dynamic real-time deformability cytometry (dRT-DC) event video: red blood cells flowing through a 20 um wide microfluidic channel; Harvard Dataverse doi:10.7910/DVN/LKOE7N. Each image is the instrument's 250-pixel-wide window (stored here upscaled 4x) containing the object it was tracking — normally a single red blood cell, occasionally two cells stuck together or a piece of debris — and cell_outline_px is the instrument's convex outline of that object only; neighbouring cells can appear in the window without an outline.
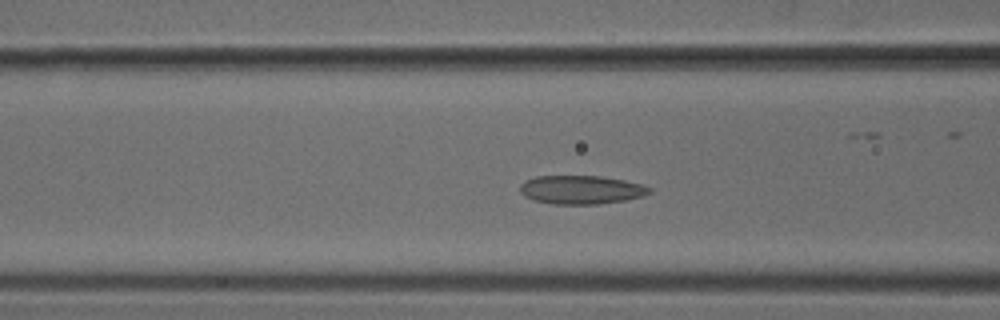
{"species": "common noctule bat (a hibernating species)", "species_latin": "Nyctalus noctula", "temperature_condition": "cold", "stored_images_in_passage": 51, "camera_frame_rate_fps": 3000, "um_per_image_px": 0.085, "animal": {"sex": "male", "body_mass_g": 18.8}, "frame": {"image": 1, "passage_image": 18, "time_ms": 5.667, "image_size_px": [1000, 320], "cell_outline_px": [[652, 192], [644, 196], [624, 200], [600, 204], [552, 204], [536, 200], [524, 196], [520, 192], [520, 184], [524, 180], [536, 176], [600, 176], [624, 180], [644, 184], [652, 188]], "centroid_in_image_um": [49.43, 16.12], "position_along_channel_um": 117.2, "area_um2": 21.73}}
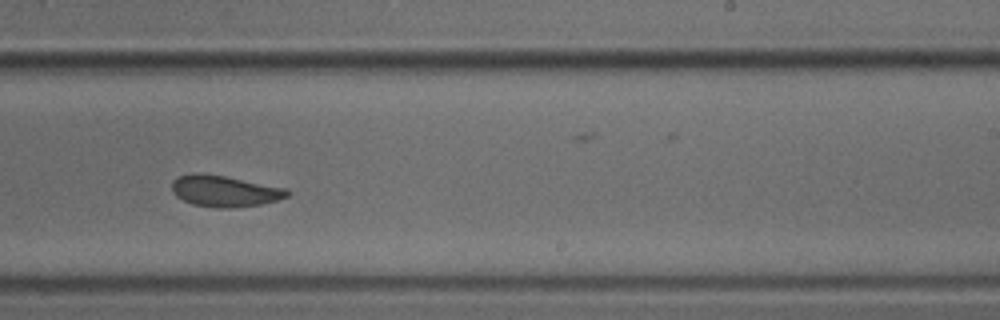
{"frame": {"image": 2, "passage_image": 30, "time_ms": 9.667, "image_size_px": [1000, 320], "cell_outline_px": [[288, 196], [276, 200], [260, 204], [232, 208], [216, 208], [192, 204], [176, 196], [172, 192], [172, 180], [180, 176], [192, 172], [200, 172], [224, 176], [288, 188]], "centroid_in_image_um": [19.06, 16.23], "position_along_channel_um": 269.9, "area_um2": 21.04}}
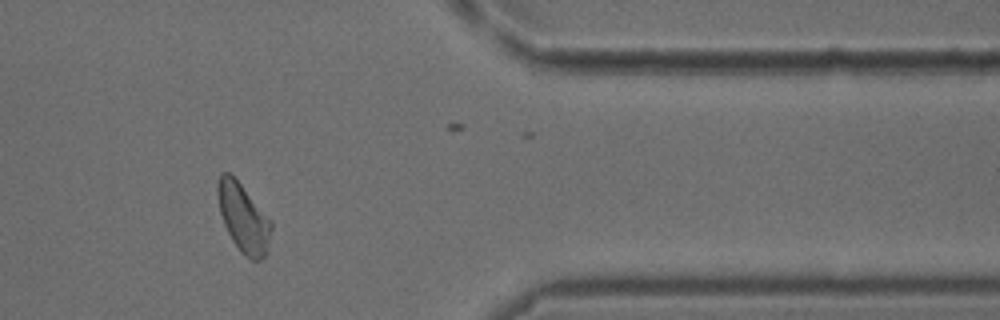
{"frame": {"image": 3, "passage_image": 41, "time_ms": 13.333, "image_size_px": [1000, 320], "cell_outline_px": [[272, 228], [264, 256], [260, 260], [252, 260], [244, 256], [240, 252], [232, 240], [224, 224], [220, 212], [216, 192], [216, 188], [220, 172], [228, 172], [240, 184], [272, 220]], "centroid_in_image_um": [20.67, 18.52], "position_along_channel_um": 390.7, "area_um2": 21.21}}